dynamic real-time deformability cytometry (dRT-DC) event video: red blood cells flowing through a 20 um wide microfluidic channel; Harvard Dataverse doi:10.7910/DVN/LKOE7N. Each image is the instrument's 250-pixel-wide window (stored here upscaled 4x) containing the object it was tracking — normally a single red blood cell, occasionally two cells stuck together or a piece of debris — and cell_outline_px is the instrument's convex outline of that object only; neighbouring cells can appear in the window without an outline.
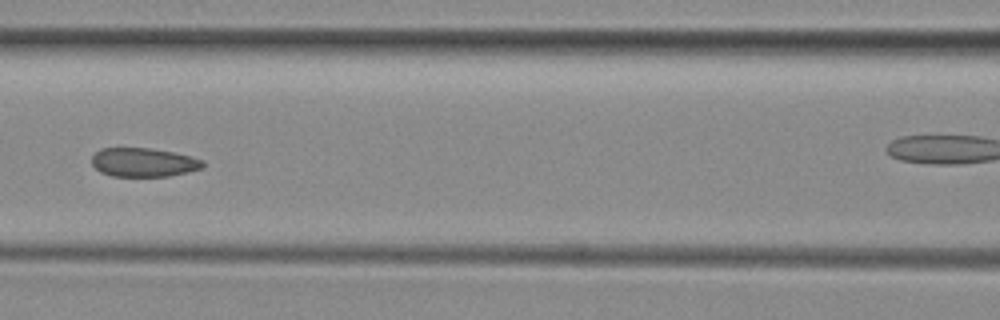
{"species": "common noctule bat (a hibernating species)", "species_latin": "Nyctalus noctula", "temperature_condition": "room temperature", "stored_images_in_passage": 7, "segment_of_instrument_passage": [1, 2], "camera_frame_rate_fps": 3000, "um_per_image_px": 0.085, "animal": {"sex": "female", "body_mass_g": 29.2, "forearm_length_mm": 56.3}, "frame": {"image": 1, "passage_image": 6, "time_ms": 5.667, "image_size_px": [1000, 320], "cell_outline_px": [[204, 168], [188, 172], [168, 176], [112, 176], [100, 172], [92, 164], [92, 156], [100, 148], [148, 148], [172, 152], [204, 160]], "centroid_in_image_um": [12.2, 13.8], "position_along_channel_um": 154.4, "area_um2": 18.61}}